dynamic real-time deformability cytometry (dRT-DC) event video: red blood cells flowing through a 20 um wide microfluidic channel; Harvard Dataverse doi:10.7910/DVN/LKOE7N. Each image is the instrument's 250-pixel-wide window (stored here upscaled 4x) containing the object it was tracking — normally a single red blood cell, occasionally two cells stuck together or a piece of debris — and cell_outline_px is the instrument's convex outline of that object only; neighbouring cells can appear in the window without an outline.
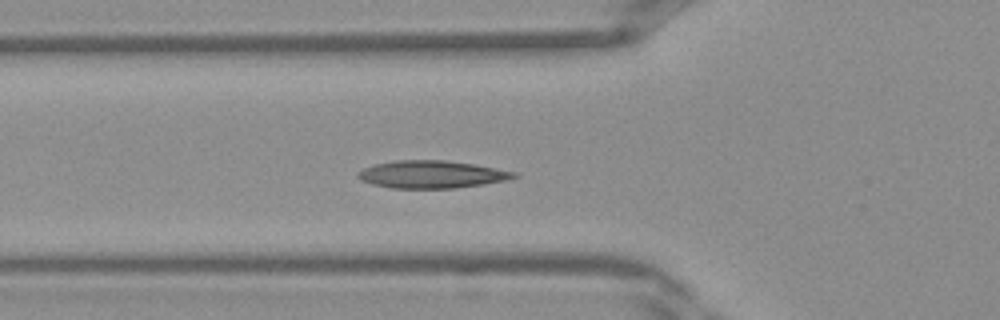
{"species": "Egyptian fruit bat (a non-hibernating species)", "species_latin": "Rousettus aegyptiacus", "temperature_condition": "warm", "stored_images_in_passage": 40, "camera_frame_rate_fps": 3000, "um_per_image_px": 0.085, "frame": {"image": 1, "passage_image": 13, "time_ms": 4.0, "image_size_px": [1000, 320], "cell_outline_px": [[520, 176], [508, 180], [452, 188], [392, 188], [372, 184], [360, 180], [356, 176], [356, 172], [364, 168], [376, 164], [396, 160], [444, 160], [472, 164], [516, 172]], "centroid_in_image_um": [36.65, 14.82], "position_along_channel_um": 89.1, "area_um2": 24.85}}
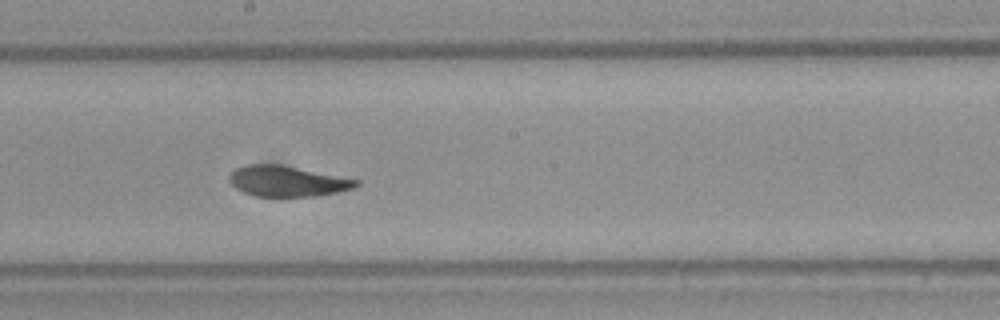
{"frame": {"image": 2, "passage_image": 21, "time_ms": 6.667, "image_size_px": [1000, 320], "cell_outline_px": [[360, 184], [352, 188], [336, 192], [316, 196], [256, 196], [244, 192], [236, 188], [228, 180], [228, 176], [236, 168], [248, 164], [280, 164], [360, 180]], "centroid_in_image_um": [24.4, 15.39], "position_along_channel_um": 223.8, "area_um2": 22.48}}
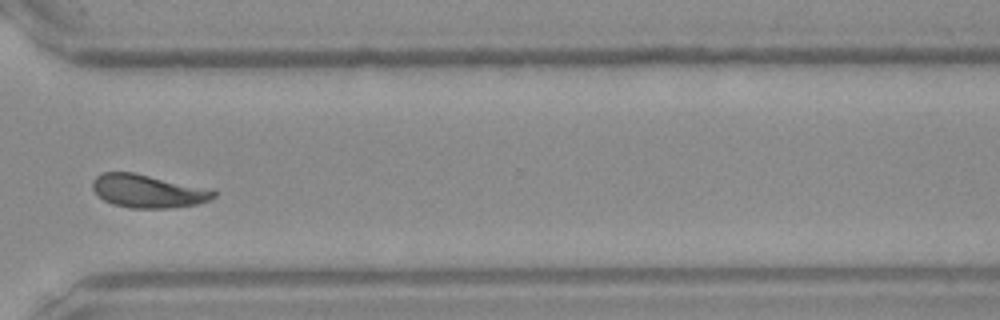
{"frame": {"image": 3, "passage_image": 29, "time_ms": 9.333, "image_size_px": [1000, 320], "cell_outline_px": [[216, 196], [212, 200], [196, 204], [172, 208], [128, 208], [112, 204], [104, 200], [92, 188], [92, 180], [100, 172], [132, 172], [216, 192]], "centroid_in_image_um": [12.48, 16.26], "position_along_channel_um": 358.1, "area_um2": 22.83}}